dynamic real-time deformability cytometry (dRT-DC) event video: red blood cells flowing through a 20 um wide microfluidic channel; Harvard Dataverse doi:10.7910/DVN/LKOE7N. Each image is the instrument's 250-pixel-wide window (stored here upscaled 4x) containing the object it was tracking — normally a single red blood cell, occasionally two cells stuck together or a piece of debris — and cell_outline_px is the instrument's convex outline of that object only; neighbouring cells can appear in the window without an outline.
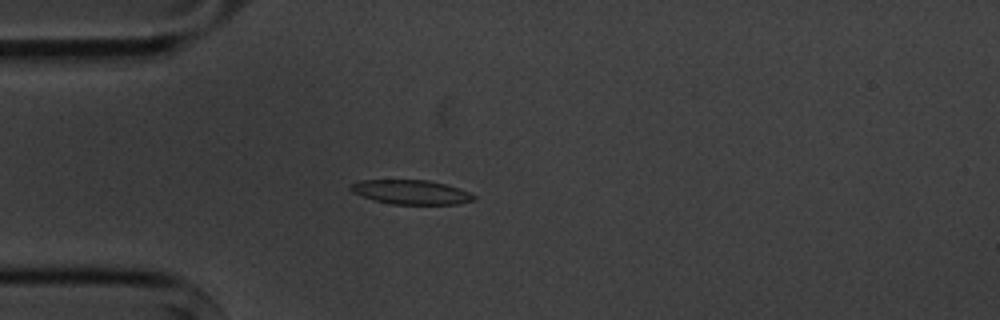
{"species": "common noctule bat (a hibernating species)", "species_latin": "Nyctalus noctula", "temperature_condition": "cold", "stored_images_in_passage": 4, "camera_frame_rate_fps": 3000, "um_per_image_px": 0.085, "animal": {"sex": "male", "body_mass_g": 20.1, "forearm_length_mm": 53.5}, "frame": {"image": 1, "passage_image": 3, "time_ms": 2.667, "image_size_px": [1000, 320], "cell_outline_px": [[476, 200], [456, 204], [392, 204], [376, 200], [352, 192], [348, 188], [352, 184], [360, 180], [428, 180], [460, 188], [476, 196]], "centroid_in_image_um": [34.97, 16.33], "position_along_channel_um": 50.0, "area_um2": 17.28}}